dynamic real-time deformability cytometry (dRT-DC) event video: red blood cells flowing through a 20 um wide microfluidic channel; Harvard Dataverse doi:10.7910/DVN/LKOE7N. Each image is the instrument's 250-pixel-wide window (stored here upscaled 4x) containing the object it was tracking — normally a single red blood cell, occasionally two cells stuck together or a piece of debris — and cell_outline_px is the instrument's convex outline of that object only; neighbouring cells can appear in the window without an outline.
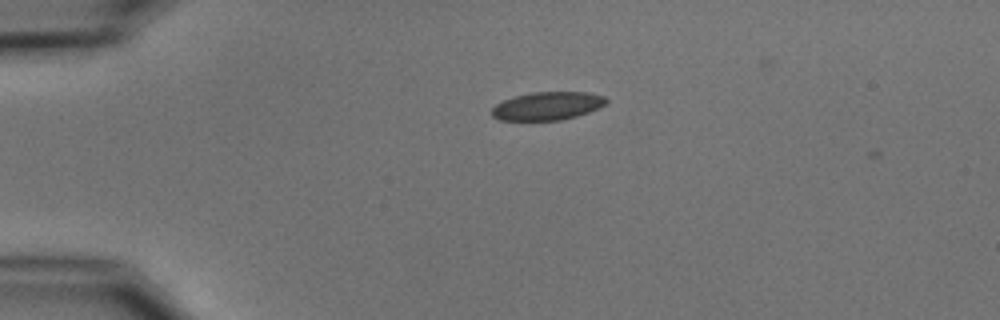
{"species": "common noctule bat (a hibernating species)", "species_latin": "Nyctalus noctula", "temperature_condition": "cold", "stored_images_in_passage": 2, "camera_frame_rate_fps": 3000, "um_per_image_px": 0.085, "animal": {"sex": "male", "body_mass_g": 15.6}, "frame": {"image": 1, "passage_image": 1, "time_ms": 0.0, "image_size_px": [1000, 320], "cell_outline_px": [[608, 100], [604, 104], [588, 112], [576, 116], [560, 120], [500, 120], [492, 116], [492, 108], [496, 104], [504, 100], [516, 96], [532, 92], [588, 92], [604, 96]], "centroid_in_image_um": [46.52, 9.0], "position_along_channel_um": 38.5, "area_um2": 18.55}}